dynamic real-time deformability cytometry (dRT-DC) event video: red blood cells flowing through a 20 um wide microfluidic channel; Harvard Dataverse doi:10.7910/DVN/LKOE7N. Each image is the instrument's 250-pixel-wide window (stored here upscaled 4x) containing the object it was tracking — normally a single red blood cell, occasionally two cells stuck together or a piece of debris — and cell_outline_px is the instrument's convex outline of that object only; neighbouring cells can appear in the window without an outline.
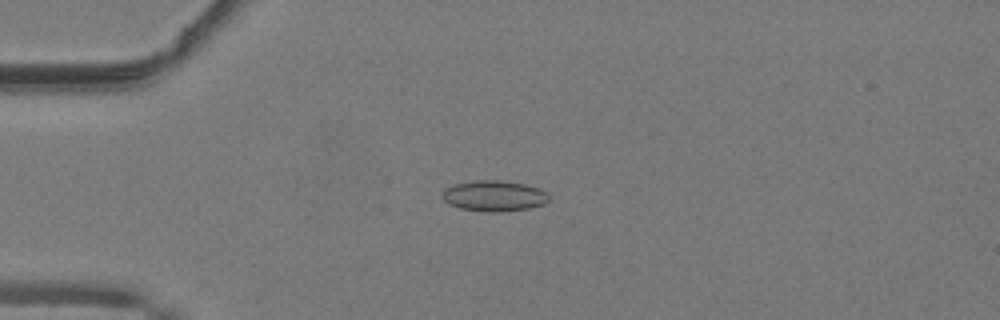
{"species": "common noctule bat (a hibernating species)", "species_latin": "Nyctalus noctula", "temperature_condition": "warm", "stored_images_in_passage": 52, "camera_frame_rate_fps": 3000, "um_per_image_px": 0.085, "animal": {"sex": "male", "body_mass_g": 19.2, "forearm_length_mm": 51.8}, "frame": {"image": 1, "passage_image": 14, "time_ms": 4.333, "image_size_px": [1000, 320], "cell_outline_px": [[548, 200], [544, 204], [528, 208], [500, 212], [488, 212], [460, 208], [448, 204], [440, 196], [452, 184], [476, 180], [500, 180], [524, 184], [540, 188], [548, 192]], "centroid_in_image_um": [42.0, 16.65], "position_along_channel_um": 43.0, "area_um2": 19.13}}
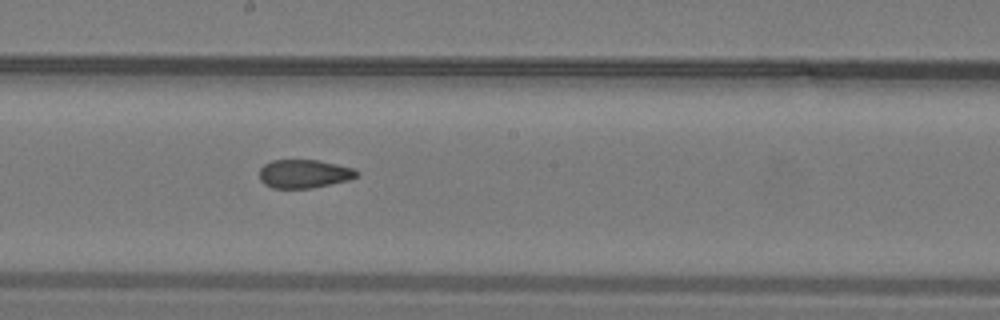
{"frame": {"image": 2, "passage_image": 29, "time_ms": 9.333, "image_size_px": [1000, 320], "cell_outline_px": [[360, 172], [356, 176], [348, 180], [312, 188], [272, 188], [264, 184], [260, 180], [260, 168], [264, 164], [272, 160], [316, 160], [356, 168]], "centroid_in_image_um": [25.85, 14.77], "position_along_channel_um": 222.4, "area_um2": 16.18}}
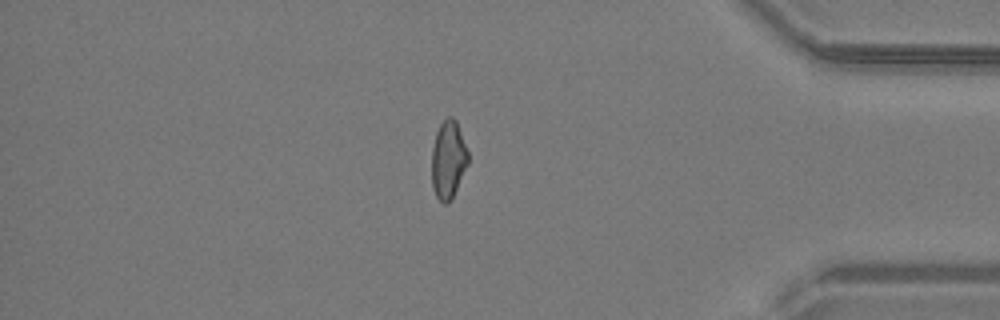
{"frame": {"image": 3, "passage_image": 44, "time_ms": 14.333, "image_size_px": [1000, 320], "cell_outline_px": [[468, 164], [448, 204], [444, 204], [436, 196], [432, 188], [432, 148], [436, 132], [440, 124], [448, 116], [452, 116], [456, 120], [468, 152]], "centroid_in_image_um": [38.09, 13.55], "position_along_channel_um": 397.1, "area_um2": 16.36}, "authors_computed_cell_mechanics": {"area_um2": 17.1377, "velocity_mm_per_s": 4.1173, "shape_relaxation_time_tau1_ms": null, "shape_relaxation_time_tau2_ms": 2.3645, "deformation_change_tau1": null, "deformation_change_tau2": 0.0782}}